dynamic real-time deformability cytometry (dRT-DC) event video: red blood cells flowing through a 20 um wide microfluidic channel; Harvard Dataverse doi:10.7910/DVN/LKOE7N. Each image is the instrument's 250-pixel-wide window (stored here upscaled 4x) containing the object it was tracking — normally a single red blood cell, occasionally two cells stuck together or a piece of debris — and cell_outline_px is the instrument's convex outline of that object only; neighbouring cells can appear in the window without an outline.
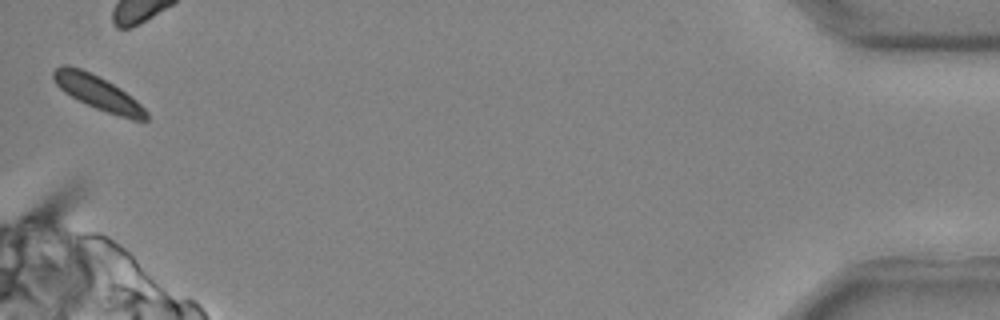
{"species": "common noctule bat (a hibernating species)", "species_latin": "Nyctalus noctula", "temperature_condition": "cold", "stored_images_in_passage": 32, "camera_frame_rate_fps": 3000, "um_per_image_px": 0.085, "animal": {"sex": "male", "body_mass_g": 20.4}, "frame": {"image": 1, "passage_image": 32, "time_ms": 10.333, "image_size_px": [1000, 320], "cell_outline_px": [[148, 120], [132, 120], [96, 108], [64, 92], [56, 84], [52, 76], [52, 72], [60, 64], [68, 64], [80, 68], [120, 88], [132, 96], [148, 112]], "centroid_in_image_um": [8.32, 7.87], "position_along_channel_um": 426.9, "area_um2": 18.15}}